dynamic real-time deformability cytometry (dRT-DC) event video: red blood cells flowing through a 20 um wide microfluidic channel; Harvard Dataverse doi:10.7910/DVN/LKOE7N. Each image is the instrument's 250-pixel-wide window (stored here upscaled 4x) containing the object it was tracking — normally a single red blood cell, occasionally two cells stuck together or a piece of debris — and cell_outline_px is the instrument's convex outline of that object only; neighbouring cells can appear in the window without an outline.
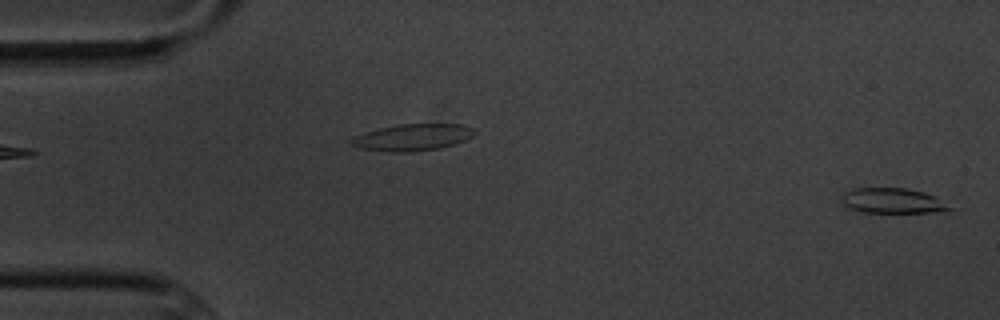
{"species": "common noctule bat (a hibernating species)", "species_latin": "Nyctalus noctula", "temperature_condition": "cold", "stored_images_in_passage": 2, "camera_frame_rate_fps": 3000, "um_per_image_px": 0.085, "animal": {"sex": "male", "body_mass_g": 20.1, "forearm_length_mm": 53.5}, "frame": {"image": 1, "passage_image": 2, "time_ms": 1.0, "image_size_px": [1000, 320], "cell_outline_px": [[952, 208], [932, 212], [864, 212], [848, 208], [840, 200], [840, 196], [844, 192], [852, 188], [904, 188], [924, 192], [936, 196]], "centroid_in_image_um": [75.79, 17.05], "position_along_channel_um": 9.2, "area_um2": 15.72}}